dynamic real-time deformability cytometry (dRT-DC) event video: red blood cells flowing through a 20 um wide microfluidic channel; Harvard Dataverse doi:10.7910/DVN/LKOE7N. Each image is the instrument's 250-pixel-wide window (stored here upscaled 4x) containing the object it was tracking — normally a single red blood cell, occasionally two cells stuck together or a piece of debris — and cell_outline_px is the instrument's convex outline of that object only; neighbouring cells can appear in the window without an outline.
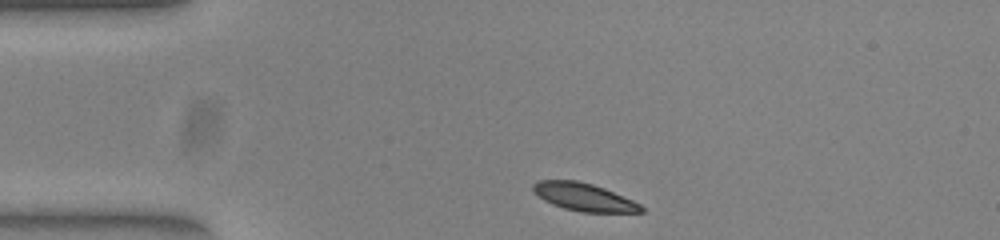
{"species": "common noctule bat (a hibernating species)", "species_latin": "Nyctalus noctula", "temperature_condition": "warm", "stored_images_in_passage": 35, "camera_frame_rate_fps": 3000, "um_per_image_px": 0.085, "animal": {"sex": "female", "body_mass_g": 23.0, "forearm_length_mm": 53.4}, "frame": {"image": 1, "passage_image": 1, "time_ms": 0.0, "image_size_px": [1000, 240], "cell_outline_px": [[644, 212], [580, 212], [564, 208], [552, 204], [544, 200], [532, 192], [532, 184], [536, 180], [576, 180], [592, 184], [604, 188], [632, 200], [640, 204], [644, 208]], "centroid_in_image_um": [49.59, 16.74], "position_along_channel_um": 35.4, "area_um2": 17.51}}
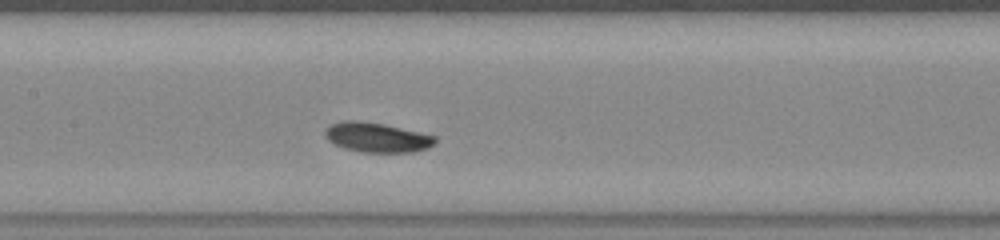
{"frame": {"image": 2, "passage_image": 15, "time_ms": 4.667, "image_size_px": [1000, 240], "cell_outline_px": [[436, 140], [428, 148], [412, 152], [360, 152], [344, 148], [328, 140], [324, 136], [324, 132], [332, 124], [344, 120], [356, 120], [384, 124], [436, 136]], "centroid_in_image_um": [32.02, 11.68], "position_along_channel_um": 175.4, "area_um2": 18.84}}
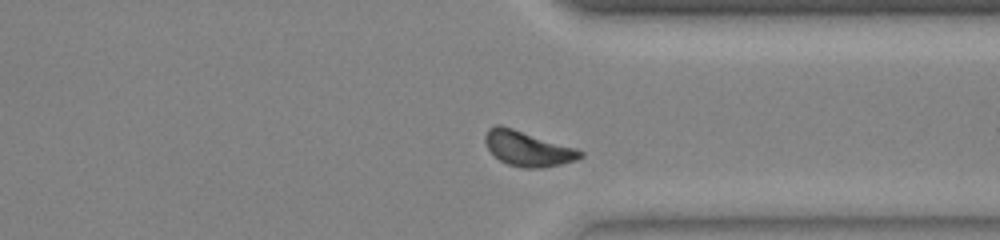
{"frame": {"image": 3, "passage_image": 30, "time_ms": 9.667, "image_size_px": [1000, 240], "cell_outline_px": [[584, 156], [576, 160], [560, 164], [540, 168], [524, 168], [508, 164], [500, 160], [488, 148], [484, 140], [484, 136], [488, 128], [496, 124], [500, 124], [576, 148], [584, 152]], "centroid_in_image_um": [44.86, 12.62], "position_along_channel_um": 366.5, "area_um2": 19.31}, "authors_computed_cell_mechanics": {"area_um2": 18.6694, "velocity_mm_per_s": 3.8383, "shape_relaxation_time_tau1_ms": 1.4877, "shape_relaxation_time_tau2_ms": 7.0406, "deformation_change_tau1": 0.0852, "deformation_change_tau2": 0.1374}}